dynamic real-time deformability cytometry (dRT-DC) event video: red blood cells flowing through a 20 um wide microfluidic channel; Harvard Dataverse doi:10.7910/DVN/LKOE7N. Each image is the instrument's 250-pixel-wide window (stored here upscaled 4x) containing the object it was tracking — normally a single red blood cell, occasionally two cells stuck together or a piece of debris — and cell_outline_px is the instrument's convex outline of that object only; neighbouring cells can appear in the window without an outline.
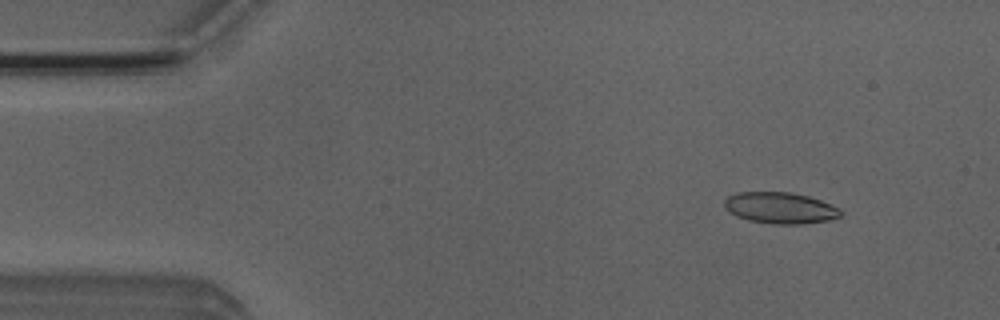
{"species": "Egyptian fruit bat (a non-hibernating species)", "species_latin": "Rousettus aegyptiacus", "temperature_condition": "room temperature", "stored_images_in_passage": 4, "camera_frame_rate_fps": 3000, "um_per_image_px": 0.085, "animal": {"sex": "male"}, "frame": {"image": 1, "passage_image": 1, "time_ms": 0.0, "image_size_px": [1000, 320], "cell_outline_px": [[844, 212], [840, 216], [828, 220], [800, 224], [772, 224], [748, 220], [736, 216], [724, 208], [724, 200], [728, 196], [736, 192], [788, 192], [808, 196], [820, 200], [840, 208]], "centroid_in_image_um": [66.3, 17.67], "position_along_channel_um": 18.7, "area_um2": 21.27}}
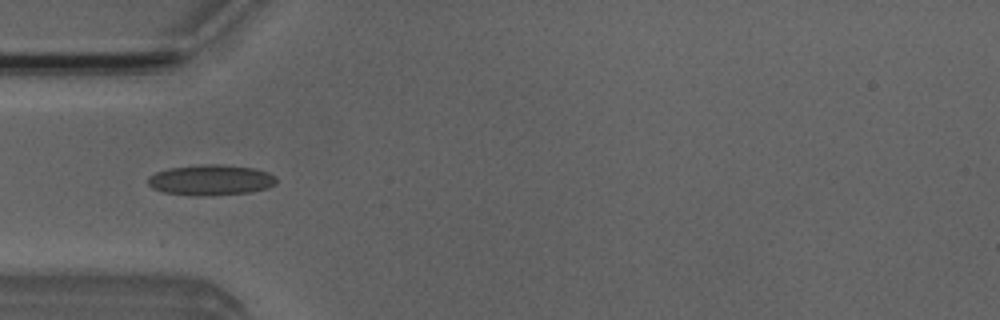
{"frame": {"image": 2, "passage_image": 4, "time_ms": 3.333, "image_size_px": [1000, 320], "cell_outline_px": [[276, 184], [268, 188], [252, 192], [212, 196], [192, 196], [164, 192], [152, 188], [148, 184], [148, 176], [156, 172], [168, 168], [200, 164], [220, 164], [256, 168], [268, 172], [276, 176]], "centroid_in_image_um": [17.93, 15.3], "position_along_channel_um": 67.1, "area_um2": 23.35}}